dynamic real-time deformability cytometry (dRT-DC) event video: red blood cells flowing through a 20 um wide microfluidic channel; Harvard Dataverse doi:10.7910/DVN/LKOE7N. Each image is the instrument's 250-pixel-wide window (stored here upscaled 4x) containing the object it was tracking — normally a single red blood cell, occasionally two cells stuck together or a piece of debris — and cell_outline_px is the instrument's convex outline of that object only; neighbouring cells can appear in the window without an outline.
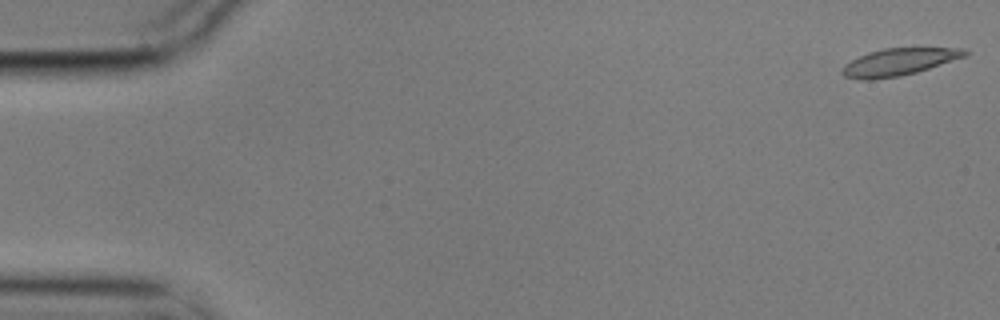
{"species": "common noctule bat (a hibernating species)", "species_latin": "Nyctalus noctula", "temperature_condition": "cold", "stored_images_in_passage": 5, "camera_frame_rate_fps": 3000, "um_per_image_px": 0.085, "animal": {"sex": "male", "body_mass_g": 17.9}, "frame": {"image": 1, "passage_image": 1, "time_ms": 0.0, "image_size_px": [1000, 320], "cell_outline_px": [[968, 56], [916, 72], [900, 76], [872, 80], [860, 80], [844, 76], [840, 72], [844, 64], [868, 52], [884, 48], [964, 48], [968, 52]], "centroid_in_image_um": [76.39, 5.27], "position_along_channel_um": 8.6, "area_um2": 19.48}}
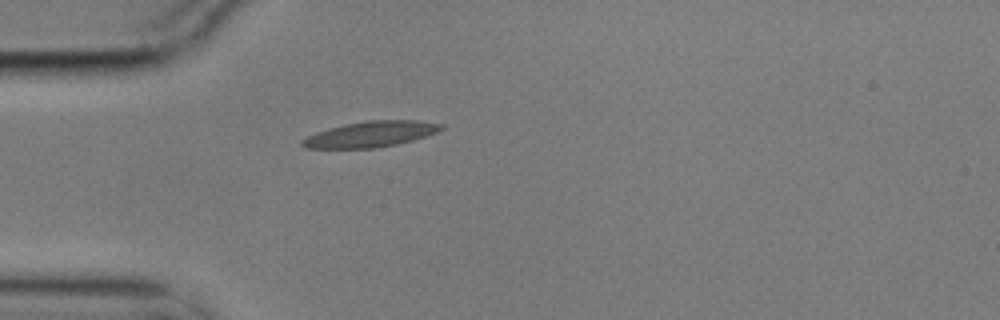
{"frame": {"image": 2, "passage_image": 5, "time_ms": 1.333, "image_size_px": [1000, 320], "cell_outline_px": [[444, 128], [436, 132], [412, 140], [396, 144], [376, 148], [304, 148], [300, 144], [300, 140], [316, 132], [328, 128], [344, 124], [368, 120], [416, 120], [444, 124]], "centroid_in_image_um": [31.48, 11.4], "position_along_channel_um": 53.5, "area_um2": 20.81}}